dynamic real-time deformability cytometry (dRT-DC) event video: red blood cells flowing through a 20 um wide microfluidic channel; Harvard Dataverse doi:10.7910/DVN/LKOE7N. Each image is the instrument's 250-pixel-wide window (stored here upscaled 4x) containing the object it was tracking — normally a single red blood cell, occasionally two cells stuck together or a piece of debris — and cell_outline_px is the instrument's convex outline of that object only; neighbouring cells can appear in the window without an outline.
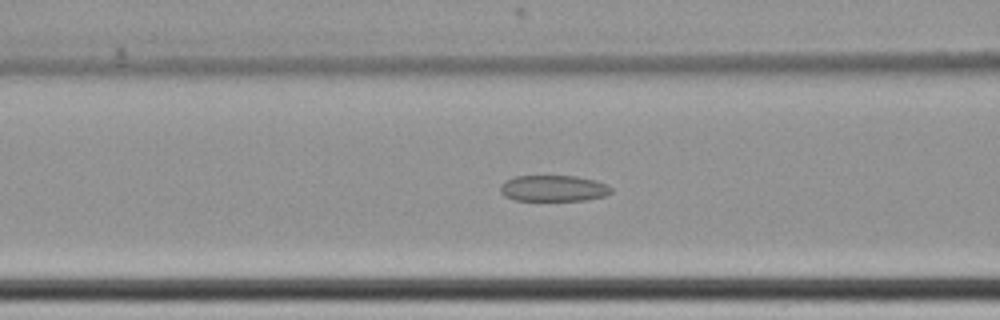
{"species": "common noctule bat (a hibernating species)", "species_latin": "Nyctalus noctula", "temperature_condition": "cold", "stored_images_in_passage": 66, "camera_frame_rate_fps": 3000, "um_per_image_px": 0.085, "animal": {"sex": "female", "body_mass_g": 22.7, "forearm_length_mm": 54.2}, "frame": {"image": 1, "passage_image": 31, "time_ms": 10.0, "image_size_px": [1000, 320], "cell_outline_px": [[612, 192], [604, 196], [584, 200], [516, 200], [504, 196], [500, 192], [500, 184], [504, 180], [516, 176], [576, 176], [596, 180], [612, 188]], "centroid_in_image_um": [47.01, 16.0], "position_along_channel_um": 119.6, "area_um2": 16.88}}
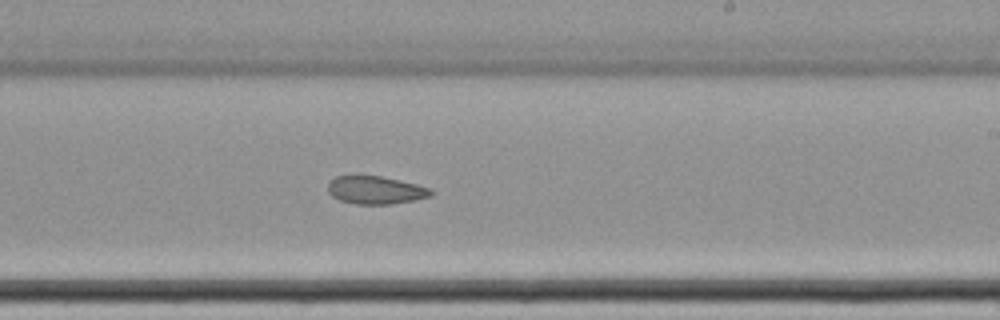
{"frame": {"image": 2, "passage_image": 43, "time_ms": 14.0, "image_size_px": [1000, 320], "cell_outline_px": [[436, 192], [432, 196], [416, 200], [392, 204], [356, 204], [340, 200], [332, 196], [328, 192], [328, 184], [336, 176], [356, 172], [380, 176], [400, 180], [416, 184], [428, 188]], "centroid_in_image_um": [31.91, 16.12], "position_along_channel_um": 257.1, "area_um2": 17.4}}
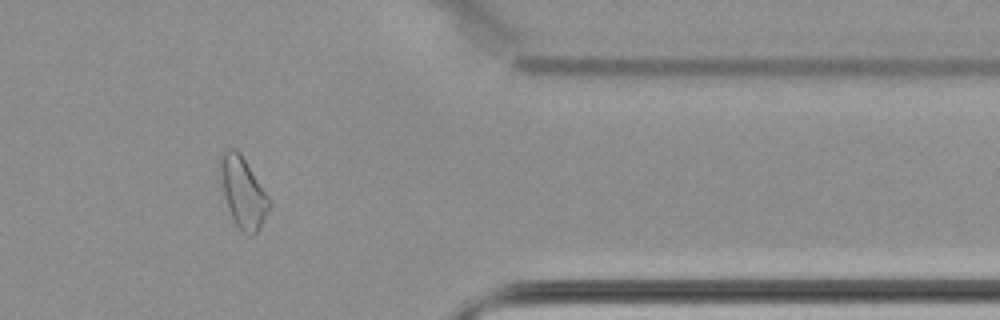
{"frame": {"image": 3, "passage_image": 56, "time_ms": 18.333, "image_size_px": [1000, 320], "cell_outline_px": [[272, 204], [256, 232], [252, 236], [244, 232], [236, 224], [228, 208], [224, 196], [220, 176], [220, 156], [228, 148], [236, 148], [240, 152], [272, 200]], "centroid_in_image_um": [20.67, 16.31], "position_along_channel_um": 390.7, "area_um2": 20.0}, "authors_computed_cell_mechanics": {"area_um2": 20.23, "velocity_mm_per_s": 3.4443, "shape_relaxation_time_tau1_ms": null, "shape_relaxation_time_tau2_ms": 3.0198, "deformation_change_tau1": null, "deformation_change_tau2": 0.0708}}